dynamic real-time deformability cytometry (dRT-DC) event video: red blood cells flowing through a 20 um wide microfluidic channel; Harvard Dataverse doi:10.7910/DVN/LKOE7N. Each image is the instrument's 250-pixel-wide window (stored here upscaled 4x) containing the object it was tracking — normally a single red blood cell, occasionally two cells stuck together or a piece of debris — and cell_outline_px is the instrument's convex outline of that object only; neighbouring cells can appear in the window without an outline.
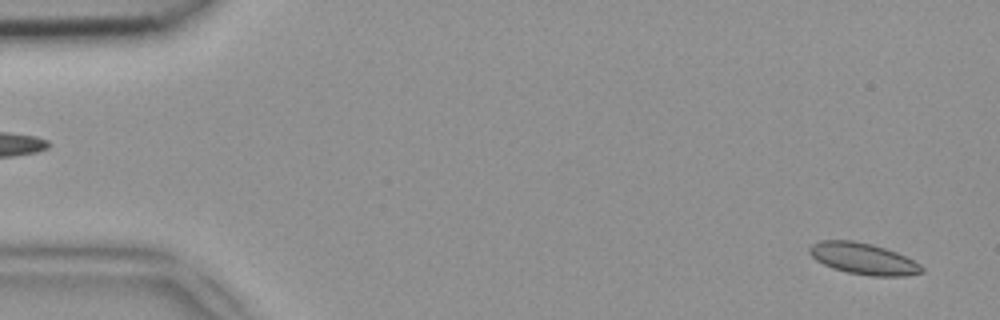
{"species": "common noctule bat (a hibernating species)", "species_latin": "Nyctalus noctula", "temperature_condition": "room temperature", "stored_images_in_passage": 49, "camera_frame_rate_fps": 3000, "um_per_image_px": 0.085, "animal": {"sex": "female", "body_mass_g": 18.4}, "frame": {"image": 1, "passage_image": 2, "time_ms": 0.333, "image_size_px": [1000, 320], "cell_outline_px": [[924, 272], [904, 276], [868, 276], [848, 272], [832, 268], [816, 260], [808, 252], [808, 248], [812, 244], [820, 240], [852, 240], [872, 244], [896, 252], [920, 264], [924, 268]], "centroid_in_image_um": [73.36, 21.99], "position_along_channel_um": 11.6, "area_um2": 20.52}}
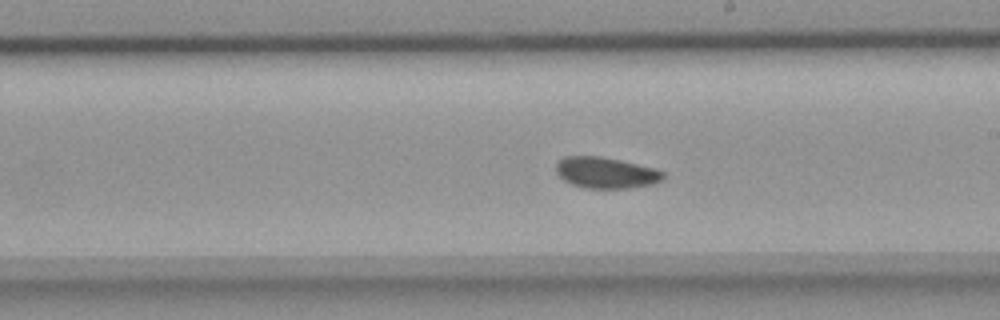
{"frame": {"image": 2, "passage_image": 28, "time_ms": 9.0, "image_size_px": [1000, 320], "cell_outline_px": [[664, 180], [652, 184], [628, 188], [584, 188], [572, 184], [564, 180], [556, 172], [556, 164], [564, 156], [600, 156], [620, 160], [656, 168], [664, 172]], "centroid_in_image_um": [51.52, 14.68], "position_along_channel_um": 237.5, "area_um2": 19.48}}
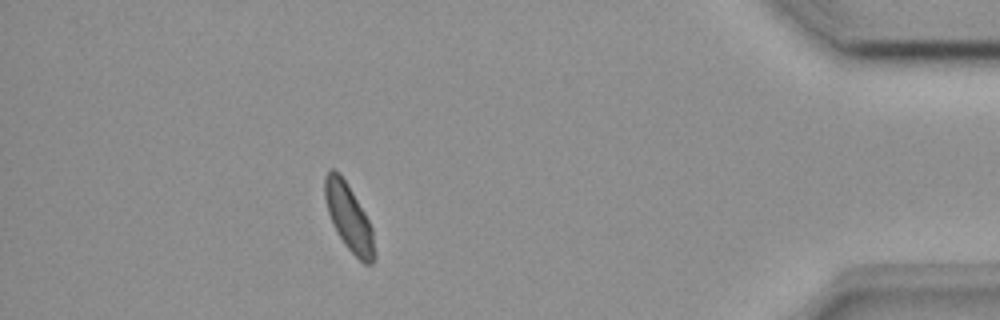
{"frame": {"image": 3, "passage_image": 44, "time_ms": 14.333, "image_size_px": [1000, 320], "cell_outline_px": [[376, 260], [372, 264], [364, 264], [344, 244], [332, 224], [328, 212], [324, 196], [324, 176], [332, 168], [340, 172], [364, 212], [372, 228], [376, 256]], "centroid_in_image_um": [29.65, 18.5], "position_along_channel_um": 405.5, "area_um2": 19.25}}